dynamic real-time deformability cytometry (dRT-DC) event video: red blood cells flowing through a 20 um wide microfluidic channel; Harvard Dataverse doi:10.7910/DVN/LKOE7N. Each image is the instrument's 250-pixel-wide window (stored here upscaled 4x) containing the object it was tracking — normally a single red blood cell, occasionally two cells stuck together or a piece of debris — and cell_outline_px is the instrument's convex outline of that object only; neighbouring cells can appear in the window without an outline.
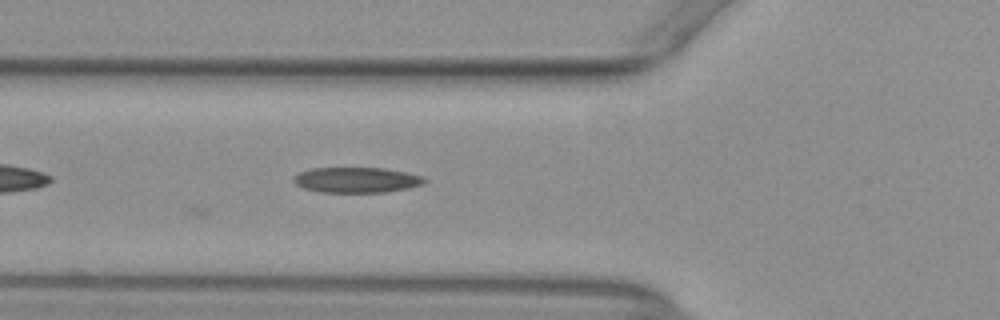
{"species": "common noctule bat (a hibernating species)", "species_latin": "Nyctalus noctula", "temperature_condition": "warm", "stored_images_in_passage": 10, "camera_frame_rate_fps": 3000, "um_per_image_px": 0.085, "animal": {"sex": "female", "body_mass_g": 29.2, "forearm_length_mm": 56.3}, "frame": {"image": 1, "passage_image": 10, "time_ms": 3.0, "image_size_px": [1000, 320], "cell_outline_px": [[428, 180], [424, 184], [408, 188], [384, 192], [320, 192], [304, 188], [296, 184], [292, 180], [300, 172], [312, 168], [384, 168], [408, 172], [424, 176]], "centroid_in_image_um": [30.37, 15.29], "position_along_channel_um": 95.4, "area_um2": 19.42}}